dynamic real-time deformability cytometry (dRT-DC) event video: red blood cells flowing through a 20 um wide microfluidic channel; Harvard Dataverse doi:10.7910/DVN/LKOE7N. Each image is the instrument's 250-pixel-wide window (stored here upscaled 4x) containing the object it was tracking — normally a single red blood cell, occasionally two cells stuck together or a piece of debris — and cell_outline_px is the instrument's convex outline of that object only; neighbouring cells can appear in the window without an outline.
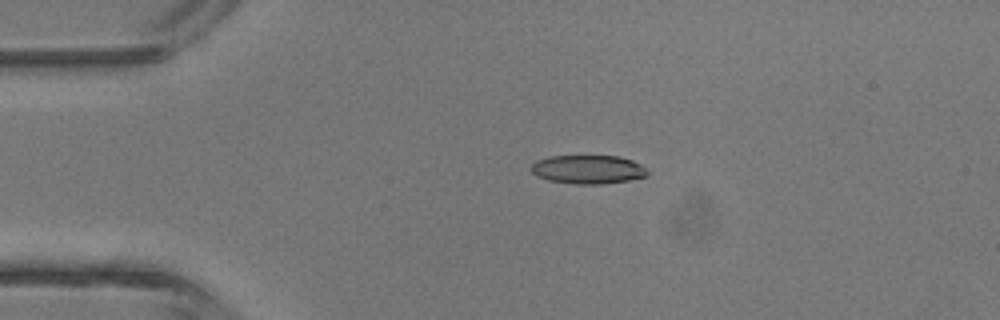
{"species": "common noctule bat (a hibernating species)", "species_latin": "Nyctalus noctula", "temperature_condition": "room temperature", "stored_images_in_passage": 3, "camera_frame_rate_fps": 3000, "um_per_image_px": 0.085, "animal": {"sex": "male", "body_mass_g": 13.3}, "frame": {"image": 1, "passage_image": 3, "time_ms": 2.333, "image_size_px": [1000, 320], "cell_outline_px": [[648, 176], [628, 180], [604, 184], [572, 184], [548, 180], [536, 176], [528, 168], [536, 160], [548, 156], [616, 156], [632, 160], [648, 168]], "centroid_in_image_um": [49.96, 14.4], "position_along_channel_um": 35.0, "area_um2": 19.71}}